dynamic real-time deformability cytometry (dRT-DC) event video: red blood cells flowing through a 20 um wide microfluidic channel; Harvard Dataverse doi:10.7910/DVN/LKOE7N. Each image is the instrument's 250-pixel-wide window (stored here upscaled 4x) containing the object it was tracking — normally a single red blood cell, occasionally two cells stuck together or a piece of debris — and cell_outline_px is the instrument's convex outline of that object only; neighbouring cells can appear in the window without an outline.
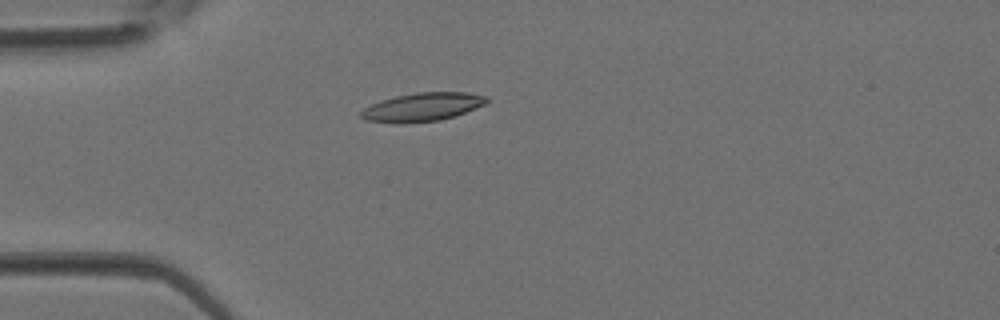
{"species": "Egyptian fruit bat (a non-hibernating species)", "species_latin": "Rousettus aegyptiacus", "temperature_condition": "room temperature", "stored_images_in_passage": 2, "camera_frame_rate_fps": 3000, "um_per_image_px": 0.085, "animal": {"sex": "female"}, "frame": {"image": 1, "passage_image": 2, "time_ms": 0.333, "image_size_px": [1000, 320], "cell_outline_px": [[488, 100], [484, 104], [464, 112], [440, 120], [404, 124], [396, 124], [364, 120], [360, 116], [360, 112], [364, 108], [380, 100], [396, 96], [416, 92], [468, 92], [488, 96]], "centroid_in_image_um": [35.85, 9.1], "position_along_channel_um": 49.1, "area_um2": 20.92}}